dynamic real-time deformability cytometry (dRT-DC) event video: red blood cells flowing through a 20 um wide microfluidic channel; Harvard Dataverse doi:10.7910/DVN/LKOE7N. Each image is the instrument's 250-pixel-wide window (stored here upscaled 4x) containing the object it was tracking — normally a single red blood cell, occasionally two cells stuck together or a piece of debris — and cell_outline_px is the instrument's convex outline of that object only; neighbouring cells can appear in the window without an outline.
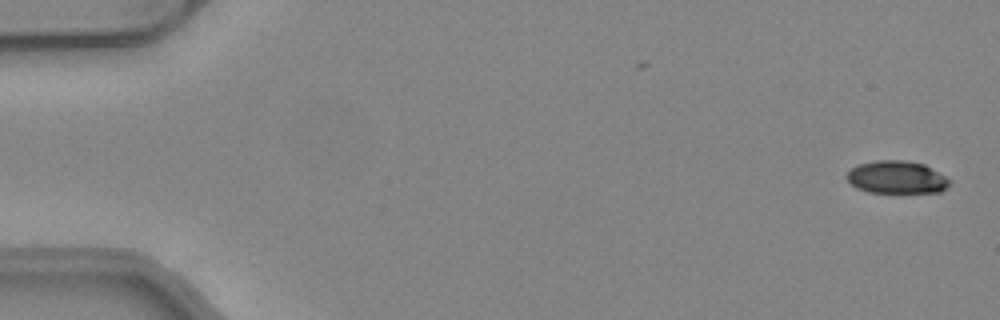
{"species": "common noctule bat (a hibernating species)", "species_latin": "Nyctalus noctula", "temperature_condition": "warm", "stored_images_in_passage": 50, "camera_frame_rate_fps": 3000, "um_per_image_px": 0.085, "animal": {"sex": "female", "body_mass_g": 24.6, "forearm_length_mm": 56.2}, "frame": {"image": 1, "passage_image": 1, "time_ms": 0.0, "image_size_px": [1000, 320], "cell_outline_px": [[952, 180], [940, 192], [868, 192], [856, 188], [844, 176], [856, 164], [876, 160], [908, 160], [924, 164]], "centroid_in_image_um": [76.19, 15.05], "position_along_channel_um": 8.8, "area_um2": 19.59}}
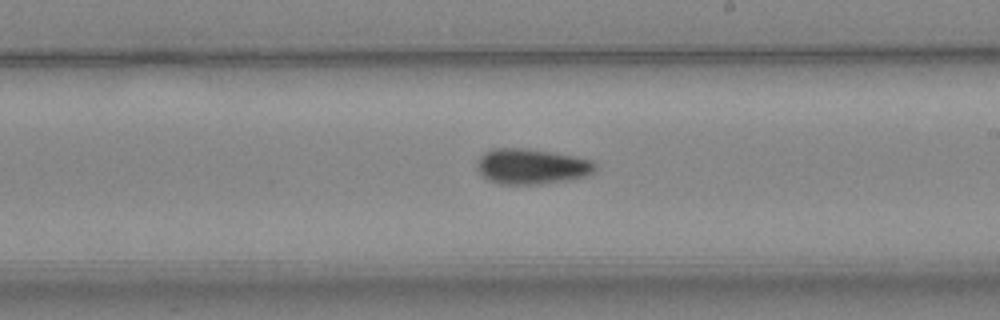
{"frame": {"image": 2, "passage_image": 29, "time_ms": 9.333, "image_size_px": [1000, 320], "cell_outline_px": [[596, 168], [588, 176], [572, 180], [540, 184], [500, 184], [488, 180], [476, 168], [476, 160], [484, 152], [492, 148], [524, 148], [552, 152], [576, 156], [592, 160], [596, 164]], "centroid_in_image_um": [45.19, 14.14], "position_along_channel_um": 243.8, "area_um2": 24.74}}
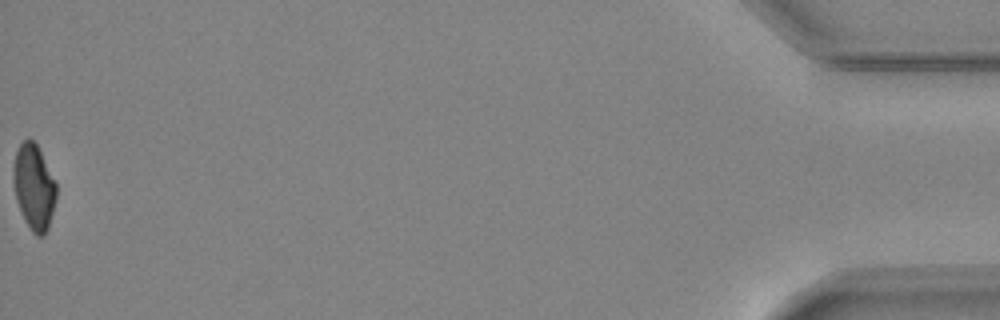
{"frame": {"image": 3, "passage_image": 50, "time_ms": 16.333, "image_size_px": [1000, 320], "cell_outline_px": [[56, 200], [48, 228], [44, 236], [36, 236], [32, 232], [24, 220], [16, 200], [12, 180], [12, 168], [16, 152], [20, 144], [28, 136], [36, 144], [56, 184]], "centroid_in_image_um": [2.86, 15.92], "position_along_channel_um": 432.3, "area_um2": 21.39}, "authors_computed_cell_mechanics": {"area_um2": 22.7732, "velocity_mm_per_s": 4.1496, "shape_relaxation_time_tau1_ms": 6.9255, "shape_relaxation_time_tau2_ms": 7.119, "deformation_change_tau1": 0.1799, "deformation_change_tau2": 0.138}}